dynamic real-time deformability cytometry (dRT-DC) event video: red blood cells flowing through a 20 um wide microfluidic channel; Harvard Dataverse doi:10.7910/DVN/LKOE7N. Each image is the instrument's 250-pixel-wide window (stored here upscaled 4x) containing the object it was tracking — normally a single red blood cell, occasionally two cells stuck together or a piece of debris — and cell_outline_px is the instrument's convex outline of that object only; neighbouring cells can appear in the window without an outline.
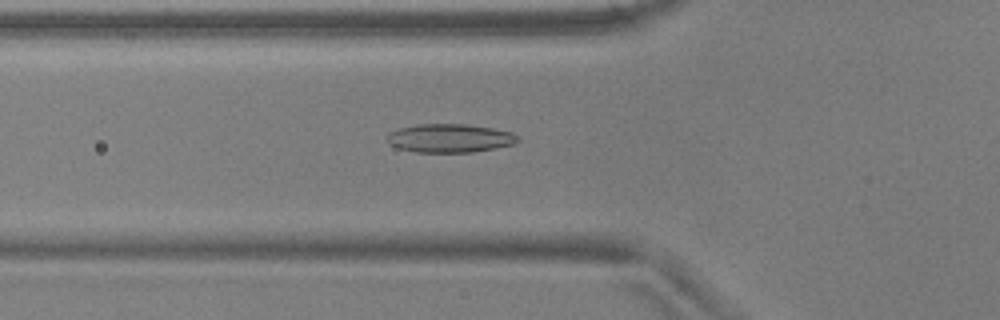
{"species": "common noctule bat (a hibernating species)", "species_latin": "Nyctalus noctula", "temperature_condition": "warm", "stored_images_in_passage": 54, "camera_frame_rate_fps": 3000, "um_per_image_px": 0.085, "animal": {"sex": "male", "body_mass_g": 17.9, "forearm_length_mm": 54.2}, "frame": {"image": 1, "passage_image": 19, "time_ms": 6.0, "image_size_px": [1000, 320], "cell_outline_px": [[520, 140], [516, 144], [496, 148], [472, 152], [416, 152], [396, 148], [388, 144], [388, 132], [400, 128], [416, 124], [468, 124], [492, 128], [512, 132]], "centroid_in_image_um": [38.23, 11.75], "position_along_channel_um": 87.6, "area_um2": 21.91}}
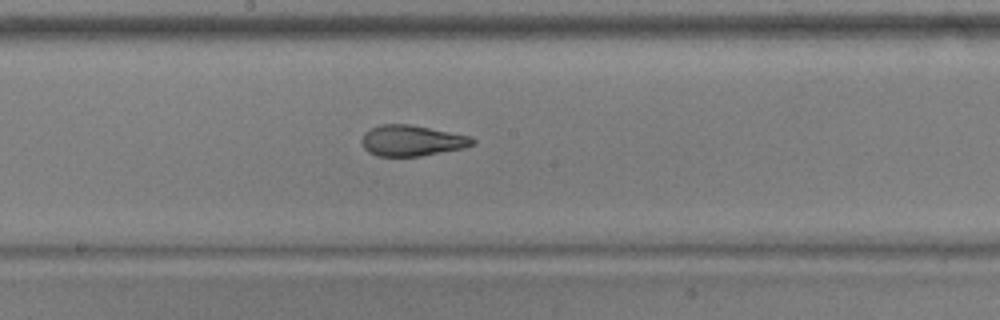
{"frame": {"image": 2, "passage_image": 29, "time_ms": 9.333, "image_size_px": [1000, 320], "cell_outline_px": [[476, 144], [464, 148], [420, 156], [376, 156], [368, 152], [364, 148], [360, 140], [364, 132], [380, 124], [408, 124], [472, 136], [476, 140]], "centroid_in_image_um": [35.01, 11.95], "position_along_channel_um": 213.2, "area_um2": 20.06}}
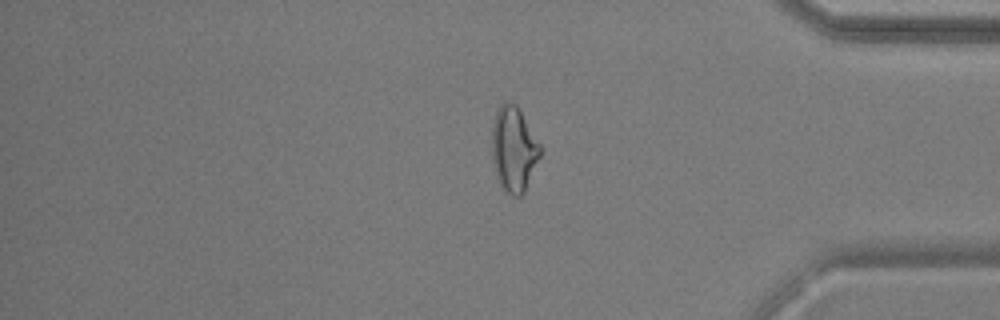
{"frame": {"image": 3, "passage_image": 45, "time_ms": 14.667, "image_size_px": [1000, 320], "cell_outline_px": [[540, 156], [524, 192], [520, 196], [512, 196], [500, 184], [496, 176], [492, 156], [492, 124], [496, 112], [500, 104], [504, 100], [516, 104], [540, 144]], "centroid_in_image_um": [43.65, 12.65], "position_along_channel_um": 391.6, "area_um2": 23.7}, "authors_computed_cell_mechanics": {"area_um2": 21.4149, "velocity_mm_per_s": 3.7417, "shape_relaxation_time_tau1_ms": null, "shape_relaxation_time_tau2_ms": 1.5804, "deformation_change_tau1": null, "deformation_change_tau2": 0.1021}}